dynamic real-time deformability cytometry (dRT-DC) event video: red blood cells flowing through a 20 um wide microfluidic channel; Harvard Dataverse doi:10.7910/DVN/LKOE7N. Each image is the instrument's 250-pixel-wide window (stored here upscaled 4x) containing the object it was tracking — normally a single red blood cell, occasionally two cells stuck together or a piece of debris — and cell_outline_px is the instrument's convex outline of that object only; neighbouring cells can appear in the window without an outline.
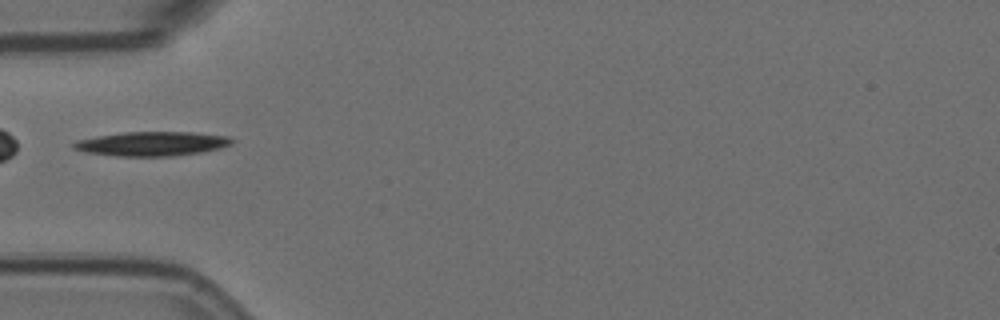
{"species": "Egyptian fruit bat (a non-hibernating species)", "species_latin": "Rousettus aegyptiacus", "temperature_condition": "room temperature", "stored_images_in_passage": 36, "camera_frame_rate_fps": 3000, "um_per_image_px": 0.085, "animal": {"sex": "female"}, "frame": {"image": 1, "passage_image": 1, "time_ms": 0.0, "image_size_px": [1000, 320], "cell_outline_px": [[236, 140], [232, 144], [220, 148], [204, 152], [172, 156], [120, 156], [84, 152], [72, 148], [72, 144], [76, 140], [96, 136], [124, 132], [192, 132], [228, 136]], "centroid_in_image_um": [12.94, 12.22], "position_along_channel_um": 72.1, "area_um2": 22.54}}
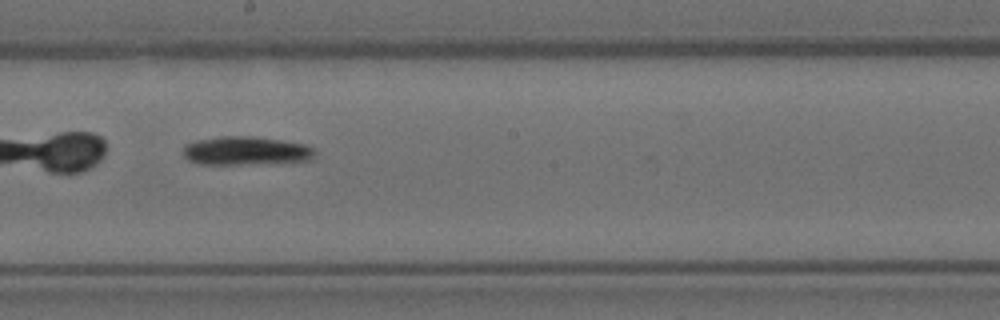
{"frame": {"image": 2, "passage_image": 14, "time_ms": 4.333, "image_size_px": [1000, 320], "cell_outline_px": [[316, 152], [312, 160], [240, 164], [200, 164], [188, 160], [184, 156], [184, 144], [196, 140], [220, 136], [252, 136], [280, 140], [304, 144], [312, 148]], "centroid_in_image_um": [20.86, 12.81], "position_along_channel_um": 227.3, "area_um2": 21.79}}
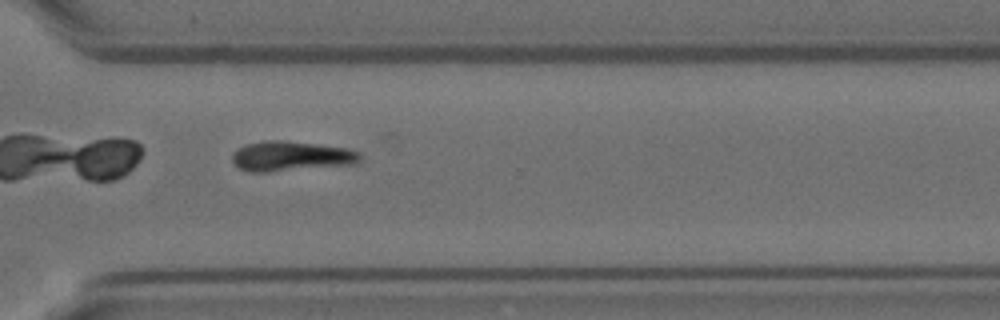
{"frame": {"image": 3, "passage_image": 24, "time_ms": 7.667, "image_size_px": [1000, 320], "cell_outline_px": [[364, 156], [356, 164], [268, 172], [248, 172], [240, 168], [232, 160], [232, 156], [236, 148], [248, 144], [264, 140], [280, 140], [316, 144], [348, 148], [360, 152]], "centroid_in_image_um": [24.78, 13.28], "position_along_channel_um": 345.8, "area_um2": 22.43}}